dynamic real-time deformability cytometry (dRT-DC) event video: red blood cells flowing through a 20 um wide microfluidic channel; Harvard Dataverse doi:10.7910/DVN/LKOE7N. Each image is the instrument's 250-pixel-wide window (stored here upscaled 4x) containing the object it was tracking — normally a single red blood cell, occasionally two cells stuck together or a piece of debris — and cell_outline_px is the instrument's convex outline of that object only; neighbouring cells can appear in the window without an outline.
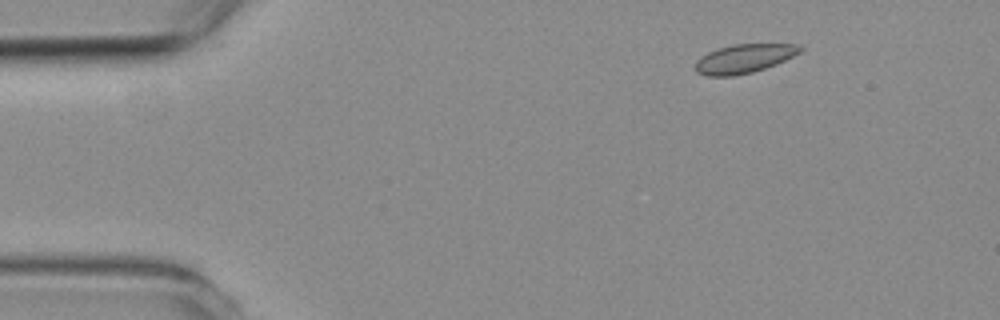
{"species": "common noctule bat (a hibernating species)", "species_latin": "Nyctalus noctula", "temperature_condition": "room temperature", "stored_images_in_passage": 5, "camera_frame_rate_fps": 3000, "um_per_image_px": 0.085, "animal": {"sex": "female", "body_mass_g": 19.3, "forearm_length_mm": 54.1}, "frame": {"image": 1, "passage_image": 2, "time_ms": 1.333, "image_size_px": [1000, 320], "cell_outline_px": [[804, 48], [800, 52], [776, 64], [752, 72], [732, 76], [708, 76], [696, 72], [696, 60], [700, 56], [716, 48], [732, 44], [796, 44]], "centroid_in_image_um": [63.21, 4.97], "position_along_channel_um": 21.8, "area_um2": 17.57}}
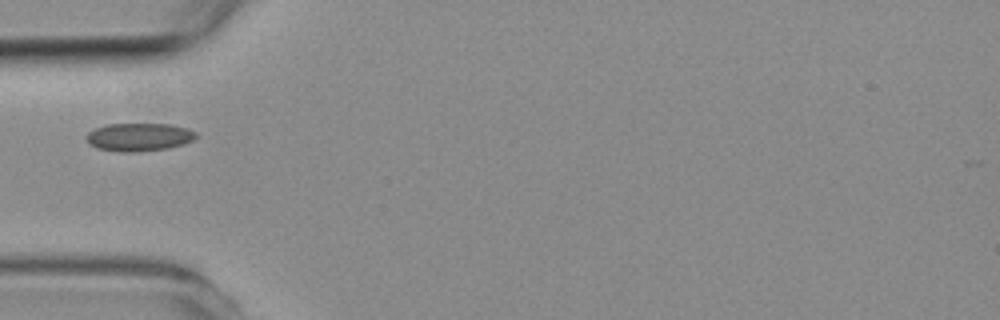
{"frame": {"image": 2, "passage_image": 5, "time_ms": 4.667, "image_size_px": [1000, 320], "cell_outline_px": [[196, 136], [192, 140], [184, 144], [168, 148], [136, 152], [120, 152], [100, 148], [88, 144], [88, 132], [104, 124], [172, 124], [188, 128], [196, 132]], "centroid_in_image_um": [11.84, 11.64], "position_along_channel_um": 73.2, "area_um2": 17.86}}